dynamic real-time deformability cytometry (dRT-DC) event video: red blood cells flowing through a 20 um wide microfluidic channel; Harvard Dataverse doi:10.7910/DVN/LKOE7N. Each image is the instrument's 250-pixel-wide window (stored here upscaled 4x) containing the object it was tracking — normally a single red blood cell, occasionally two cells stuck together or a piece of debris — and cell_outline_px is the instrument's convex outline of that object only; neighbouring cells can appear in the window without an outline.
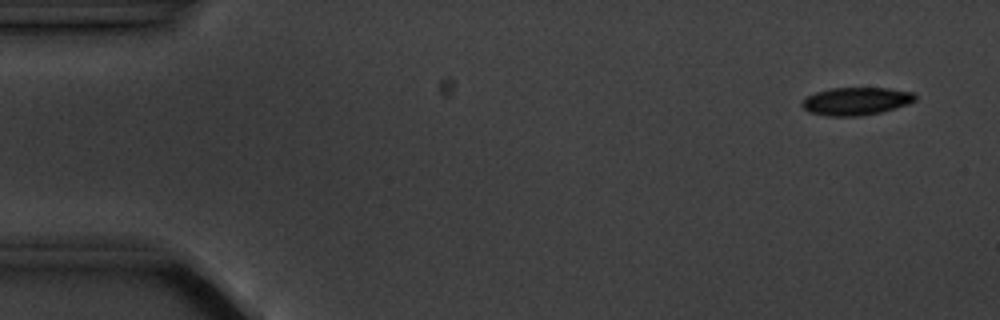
{"species": "common noctule bat (a hibernating species)", "species_latin": "Nyctalus noctula", "temperature_condition": "cold", "stored_images_in_passage": 6, "camera_frame_rate_fps": 3000, "um_per_image_px": 0.085, "animal": {"sex": "male", "body_mass_g": 20.1, "forearm_length_mm": 53.5}, "frame": {"image": 1, "passage_image": 1, "time_ms": 0.0, "image_size_px": [1000, 320], "cell_outline_px": [[916, 100], [908, 104], [896, 108], [880, 112], [860, 116], [828, 116], [808, 112], [800, 104], [808, 96], [816, 92], [832, 88], [888, 88], [912, 92], [916, 96]], "centroid_in_image_um": [72.77, 8.6], "position_along_channel_um": 12.2, "area_um2": 18.26}}
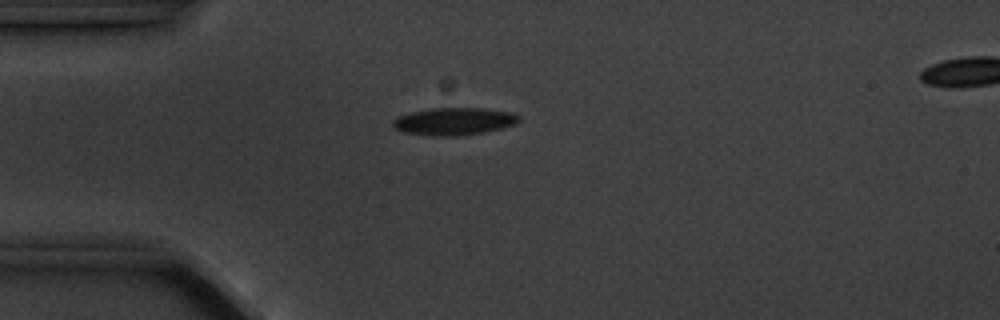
{"frame": {"image": 2, "passage_image": 4, "time_ms": 3.667, "image_size_px": [1000, 320], "cell_outline_px": [[520, 120], [516, 124], [484, 132], [456, 136], [440, 136], [404, 132], [396, 128], [392, 124], [392, 120], [400, 116], [412, 112], [432, 108], [484, 108], [512, 112], [520, 116]], "centroid_in_image_um": [38.64, 10.3], "position_along_channel_um": 46.4, "area_um2": 19.94}}